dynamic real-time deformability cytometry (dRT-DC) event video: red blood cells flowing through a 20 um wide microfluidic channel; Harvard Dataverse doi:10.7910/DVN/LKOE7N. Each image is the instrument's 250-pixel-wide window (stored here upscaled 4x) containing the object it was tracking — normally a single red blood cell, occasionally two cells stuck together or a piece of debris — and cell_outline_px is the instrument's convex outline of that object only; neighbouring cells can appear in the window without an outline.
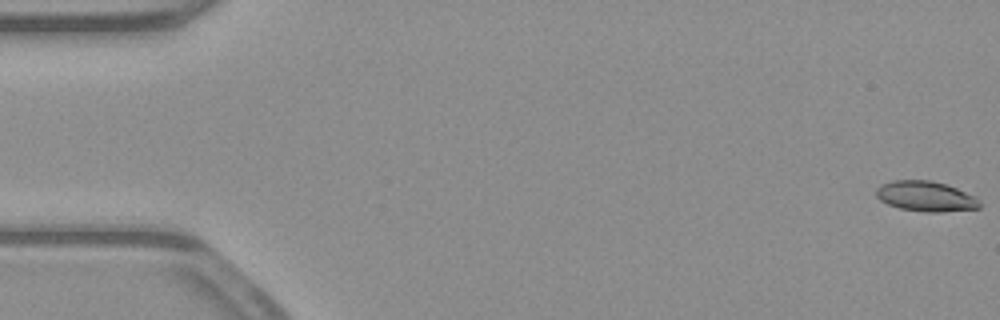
{"species": "common noctule bat (a hibernating species)", "species_latin": "Nyctalus noctula", "temperature_condition": "warm", "stored_images_in_passage": 50, "camera_frame_rate_fps": 3000, "um_per_image_px": 0.085, "animal": {"sex": "male", "body_mass_g": 23.1, "forearm_length_mm": 52.7}, "frame": {"image": 1, "passage_image": 1, "time_ms": 0.0, "image_size_px": [1000, 320], "cell_outline_px": [[980, 208], [940, 212], [924, 212], [900, 208], [888, 204], [880, 200], [876, 196], [876, 188], [880, 184], [892, 180], [932, 180], [956, 188], [976, 196], [980, 200]], "centroid_in_image_um": [78.68, 16.68], "position_along_channel_um": 6.3, "area_um2": 18.32}}
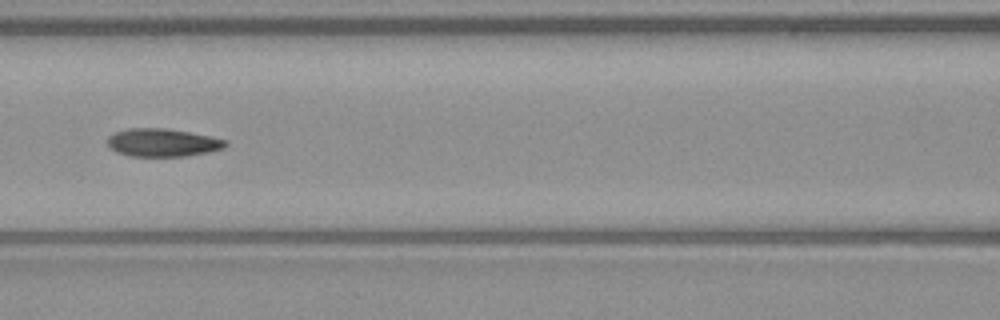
{"frame": {"image": 2, "passage_image": 24, "time_ms": 7.667, "image_size_px": [1000, 320], "cell_outline_px": [[228, 144], [224, 148], [208, 152], [188, 156], [128, 156], [116, 152], [108, 144], [108, 136], [116, 132], [128, 128], [164, 128], [212, 136], [228, 140]], "centroid_in_image_um": [13.85, 12.12], "position_along_channel_um": 152.7, "area_um2": 19.31}}
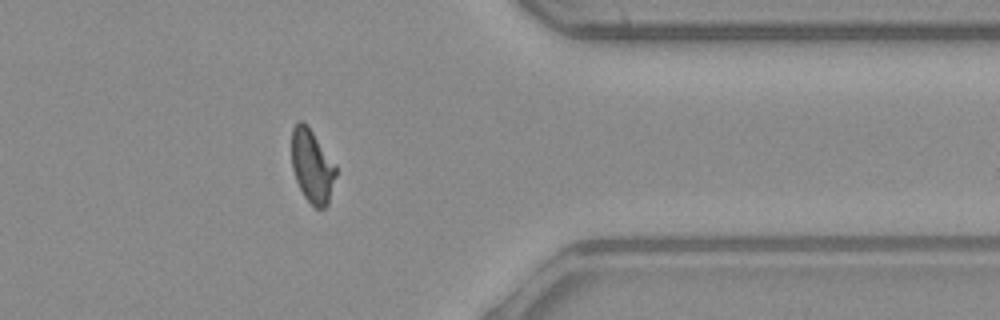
{"frame": {"image": 3, "passage_image": 43, "time_ms": 14.0, "image_size_px": [1000, 320], "cell_outline_px": [[336, 176], [328, 204], [324, 208], [316, 208], [304, 196], [296, 180], [292, 168], [292, 128], [296, 120], [304, 120], [336, 164]], "centroid_in_image_um": [26.53, 14.08], "position_along_channel_um": 384.9, "area_um2": 19.02}}